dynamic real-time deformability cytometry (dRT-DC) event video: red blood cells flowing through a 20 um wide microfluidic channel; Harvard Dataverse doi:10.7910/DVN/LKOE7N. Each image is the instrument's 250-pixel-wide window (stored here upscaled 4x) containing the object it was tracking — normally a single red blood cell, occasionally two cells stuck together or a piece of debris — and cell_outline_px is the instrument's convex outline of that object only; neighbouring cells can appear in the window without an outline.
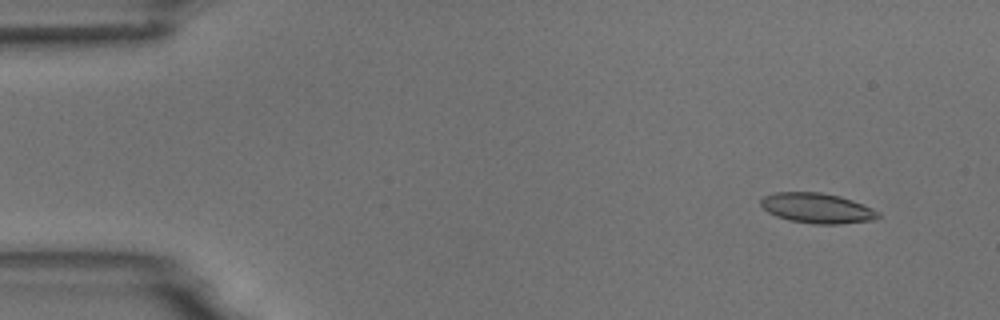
{"species": "common noctule bat (a hibernating species)", "species_latin": "Nyctalus noctula", "temperature_condition": "room temperature", "stored_images_in_passage": 5, "camera_frame_rate_fps": 3000, "um_per_image_px": 0.085, "animal": {"sex": "male", "body_mass_g": 18.8}, "frame": {"image": 1, "passage_image": 1, "time_ms": 0.0, "image_size_px": [1000, 320], "cell_outline_px": [[880, 216], [872, 220], [840, 224], [812, 224], [788, 220], [776, 216], [768, 212], [760, 204], [760, 200], [764, 196], [776, 192], [820, 192], [840, 196], [852, 200], [872, 208], [880, 212]], "centroid_in_image_um": [69.44, 17.69], "position_along_channel_um": 15.6, "area_um2": 20.63}}
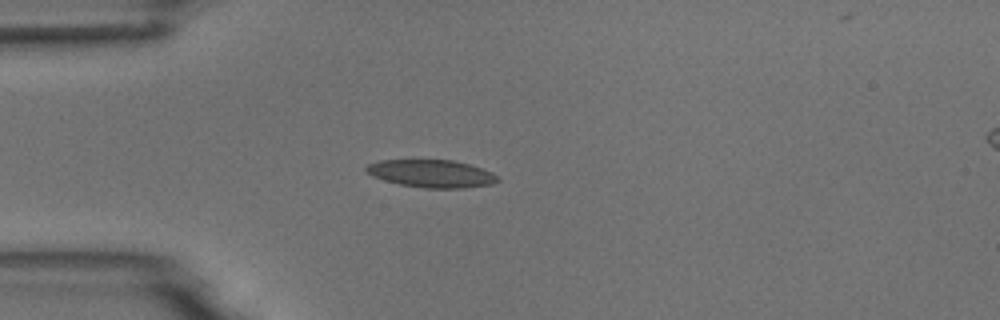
{"frame": {"image": 2, "passage_image": 4, "time_ms": 3.333, "image_size_px": [1000, 320], "cell_outline_px": [[500, 180], [492, 184], [464, 188], [424, 188], [400, 184], [384, 180], [372, 176], [364, 172], [364, 168], [368, 164], [380, 160], [452, 160], [468, 164], [492, 172]], "centroid_in_image_um": [36.64, 14.76], "position_along_channel_um": 48.4, "area_um2": 21.15}}